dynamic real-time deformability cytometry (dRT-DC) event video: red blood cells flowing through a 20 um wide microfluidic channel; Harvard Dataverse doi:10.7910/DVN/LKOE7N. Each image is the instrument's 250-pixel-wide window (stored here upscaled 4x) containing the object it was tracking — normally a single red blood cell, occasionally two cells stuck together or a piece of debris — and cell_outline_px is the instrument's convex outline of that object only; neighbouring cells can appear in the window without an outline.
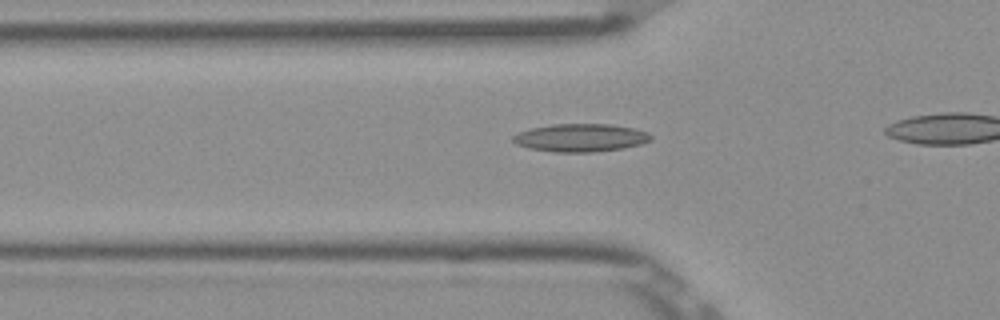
{"species": "Egyptian fruit bat (a non-hibernating species)", "species_latin": "Rousettus aegyptiacus", "temperature_condition": "room temperature", "stored_images_in_passage": 22, "camera_frame_rate_fps": 3000, "um_per_image_px": 0.085, "frame": {"image": 1, "passage_image": 7, "time_ms": 2.0, "image_size_px": [1000, 320], "cell_outline_px": [[652, 140], [640, 144], [624, 148], [596, 152], [552, 152], [528, 148], [516, 144], [512, 140], [512, 136], [520, 132], [532, 128], [552, 124], [608, 124], [632, 128], [648, 132], [652, 136]], "centroid_in_image_um": [49.35, 11.71], "position_along_channel_um": 76.5, "area_um2": 22.48}}
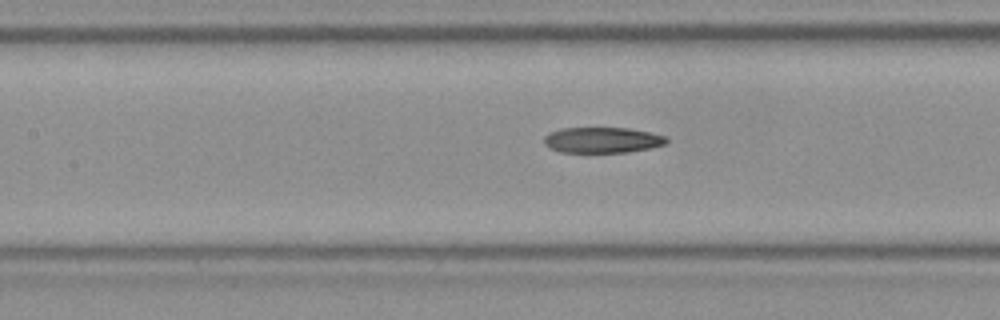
{"frame": {"image": 2, "passage_image": 13, "time_ms": 4.0, "image_size_px": [1000, 320], "cell_outline_px": [[668, 144], [652, 148], [628, 152], [560, 152], [548, 148], [544, 144], [544, 136], [548, 132], [560, 128], [632, 128], [664, 136], [668, 140]], "centroid_in_image_um": [51.18, 11.9], "position_along_channel_um": 156.2, "area_um2": 18.55}}
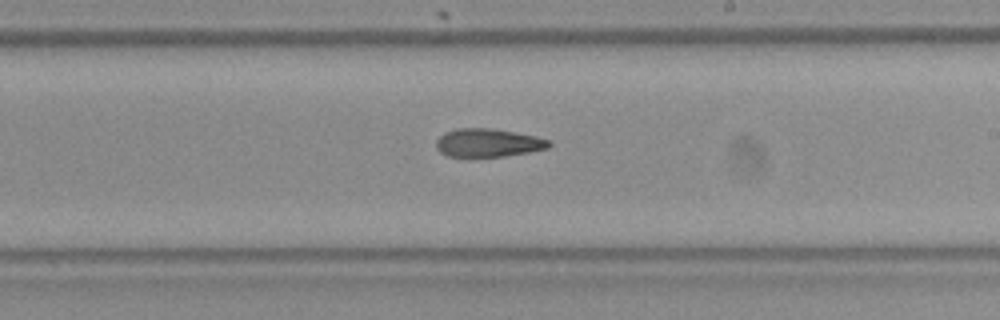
{"frame": {"image": 3, "passage_image": 20, "time_ms": 6.333, "image_size_px": [1000, 320], "cell_outline_px": [[552, 144], [548, 148], [528, 152], [504, 156], [448, 156], [440, 152], [436, 148], [436, 140], [444, 132], [456, 128], [492, 128], [536, 136], [552, 140]], "centroid_in_image_um": [41.49, 12.12], "position_along_channel_um": 247.5, "area_um2": 18.61}}